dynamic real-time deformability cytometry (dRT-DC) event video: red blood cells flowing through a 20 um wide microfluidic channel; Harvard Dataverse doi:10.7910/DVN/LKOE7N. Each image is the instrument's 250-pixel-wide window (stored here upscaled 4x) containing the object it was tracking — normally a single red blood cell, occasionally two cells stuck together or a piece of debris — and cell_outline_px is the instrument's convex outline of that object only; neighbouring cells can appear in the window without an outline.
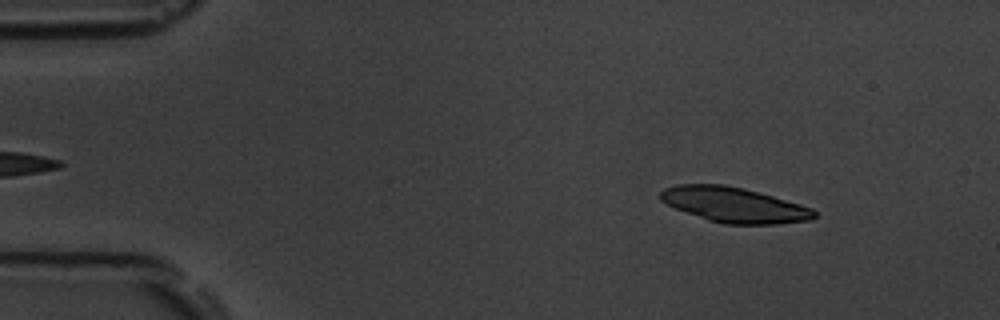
{"species": "common noctule bat (a hibernating species)", "species_latin": "Nyctalus noctula", "temperature_condition": "room temperature", "stored_images_in_passage": 52, "camera_frame_rate_fps": 3000, "um_per_image_px": 0.085, "animal": {"sex": "male", "body_mass_g": 19.5, "forearm_length_mm": 54.6}, "frame": {"image": 1, "passage_image": 6, "time_ms": 1.667, "image_size_px": [1000, 320], "cell_outline_px": [[816, 216], [812, 220], [776, 224], [724, 224], [708, 220], [676, 208], [660, 200], [660, 192], [664, 188], [676, 184], [724, 184], [744, 188], [800, 204], [812, 208], [816, 212]], "centroid_in_image_um": [62.41, 17.41], "position_along_channel_um": 22.6, "area_um2": 31.39}}